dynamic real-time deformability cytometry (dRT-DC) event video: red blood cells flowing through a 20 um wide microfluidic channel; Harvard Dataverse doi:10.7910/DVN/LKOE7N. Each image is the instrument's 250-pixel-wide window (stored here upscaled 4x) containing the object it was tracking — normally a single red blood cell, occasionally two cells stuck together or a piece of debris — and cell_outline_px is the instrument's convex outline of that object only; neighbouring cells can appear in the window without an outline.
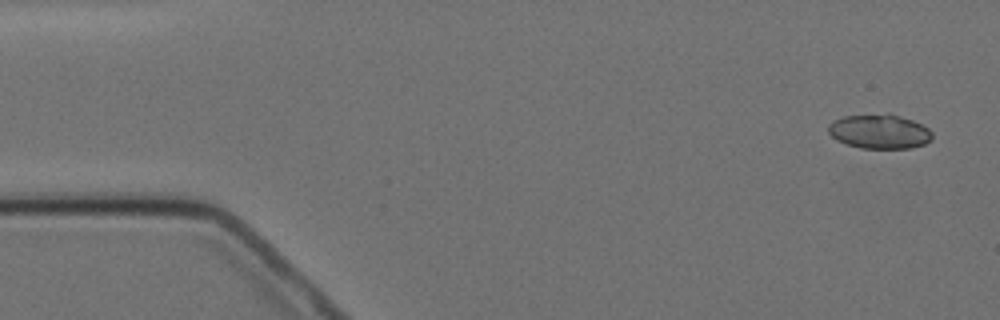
{"species": "Egyptian fruit bat (a non-hibernating species)", "species_latin": "Rousettus aegyptiacus", "temperature_condition": "cold", "stored_images_in_passage": 5, "camera_frame_rate_fps": 3000, "um_per_image_px": 0.085, "animal": {"sex": "female"}, "frame": {"image": 1, "passage_image": 1, "time_ms": 0.0, "image_size_px": [1000, 320], "cell_outline_px": [[932, 140], [924, 144], [912, 148], [860, 148], [844, 144], [836, 140], [828, 132], [828, 124], [844, 116], [888, 112], [912, 120], [928, 128], [932, 132]], "centroid_in_image_um": [74.75, 11.17], "position_along_channel_um": 10.3, "area_um2": 21.1}}
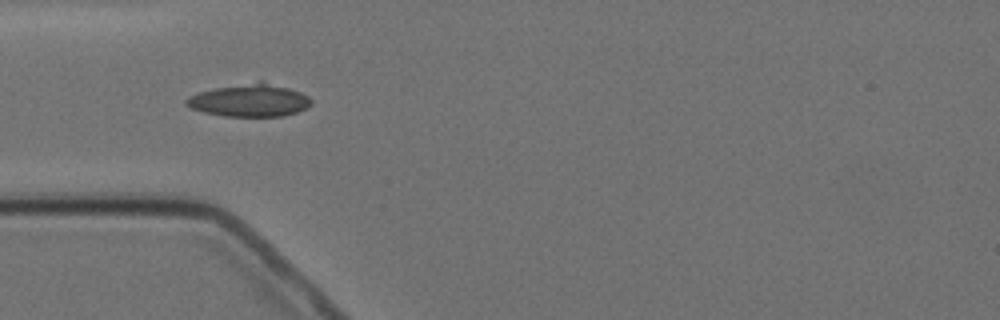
{"frame": {"image": 2, "passage_image": 4, "time_ms": 4.667, "image_size_px": [1000, 320], "cell_outline_px": [[312, 104], [308, 108], [284, 116], [224, 116], [204, 112], [192, 108], [184, 104], [184, 100], [188, 96], [212, 88], [260, 80], [288, 88], [300, 92], [308, 96], [312, 100]], "centroid_in_image_um": [21.21, 8.52], "position_along_channel_um": 63.8, "area_um2": 23.93}}
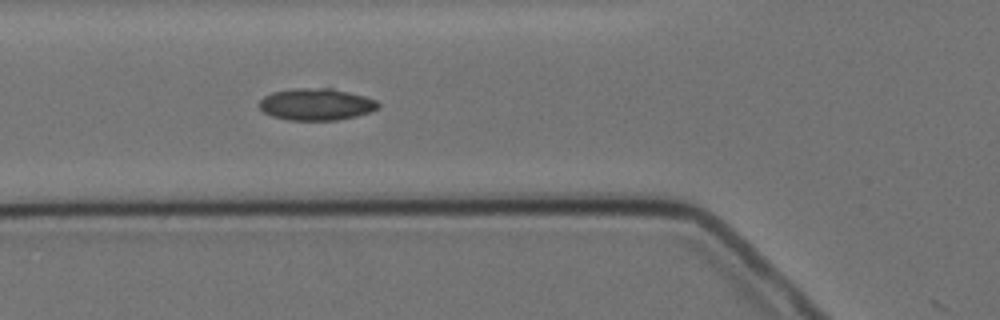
{"frame": {"image": 3, "passage_image": 5, "time_ms": 5.667, "image_size_px": [1000, 320], "cell_outline_px": [[380, 108], [372, 112], [356, 116], [336, 120], [288, 120], [272, 116], [264, 112], [260, 108], [260, 100], [264, 96], [272, 92], [292, 88], [332, 88], [364, 96], [376, 100], [380, 104]], "centroid_in_image_um": [26.9, 8.87], "position_along_channel_um": 98.9, "area_um2": 22.2}}